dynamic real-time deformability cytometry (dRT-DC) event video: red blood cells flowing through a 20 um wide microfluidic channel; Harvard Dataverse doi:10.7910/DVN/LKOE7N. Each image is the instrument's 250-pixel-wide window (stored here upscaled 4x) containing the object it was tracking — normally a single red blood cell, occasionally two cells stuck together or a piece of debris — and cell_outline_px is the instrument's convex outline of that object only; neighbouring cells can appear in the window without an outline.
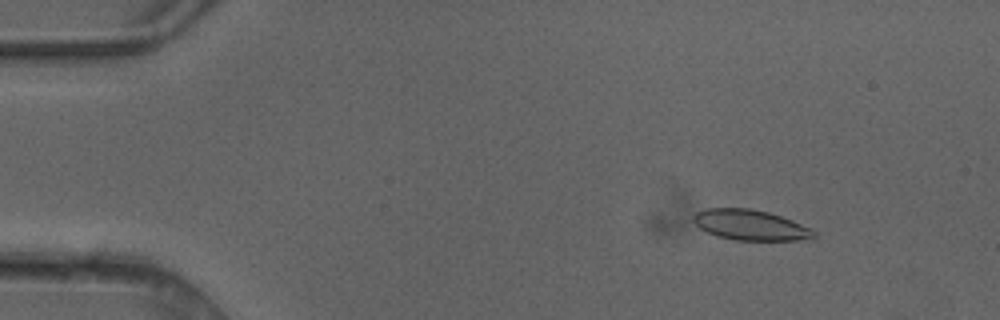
{"species": "common noctule bat (a hibernating species)", "species_latin": "Nyctalus noctula", "temperature_condition": "cold", "stored_images_in_passage": 4, "camera_frame_rate_fps": 3000, "um_per_image_px": 0.085, "animal": {"sex": "female"}, "frame": {"image": 1, "passage_image": 2, "time_ms": 0.333, "image_size_px": [1000, 320], "cell_outline_px": [[816, 236], [812, 240], [736, 240], [716, 236], [700, 228], [692, 220], [692, 216], [696, 212], [708, 208], [748, 208], [768, 212], [792, 220], [812, 228], [816, 232]], "centroid_in_image_um": [63.82, 19.13], "position_along_channel_um": 21.2, "area_um2": 21.5}}